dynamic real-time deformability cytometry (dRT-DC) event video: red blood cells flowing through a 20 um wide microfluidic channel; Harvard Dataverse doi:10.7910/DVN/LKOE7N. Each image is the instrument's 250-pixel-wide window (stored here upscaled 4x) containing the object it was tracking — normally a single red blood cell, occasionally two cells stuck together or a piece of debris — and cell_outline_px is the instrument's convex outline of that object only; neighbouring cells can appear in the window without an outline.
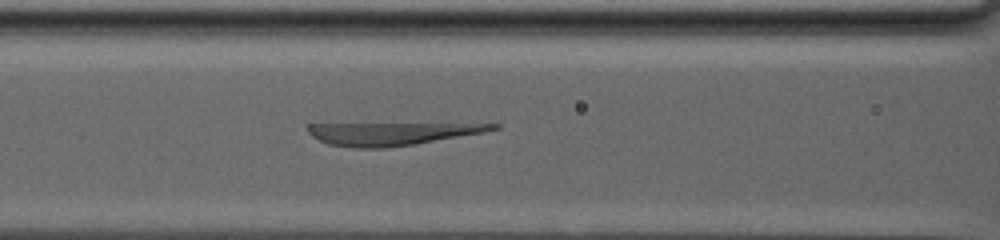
{"species": "human", "species_latin": "Homo sapiens", "temperature_condition": "warm", "stored_images_in_passage": 22, "camera_frame_rate_fps": 3000, "um_per_image_px": 0.085, "donor": {"sex": "male"}, "frame": {"image": 1, "passage_image": 22, "time_ms": 7.0, "image_size_px": [1000, 240], "cell_outline_px": [[500, 128], [484, 132], [412, 144], [384, 148], [352, 148], [328, 144], [312, 136], [308, 132], [308, 124], [500, 124]], "centroid_in_image_um": [33.24, 11.36], "position_along_channel_um": 133.4, "area_um2": 23.93}}